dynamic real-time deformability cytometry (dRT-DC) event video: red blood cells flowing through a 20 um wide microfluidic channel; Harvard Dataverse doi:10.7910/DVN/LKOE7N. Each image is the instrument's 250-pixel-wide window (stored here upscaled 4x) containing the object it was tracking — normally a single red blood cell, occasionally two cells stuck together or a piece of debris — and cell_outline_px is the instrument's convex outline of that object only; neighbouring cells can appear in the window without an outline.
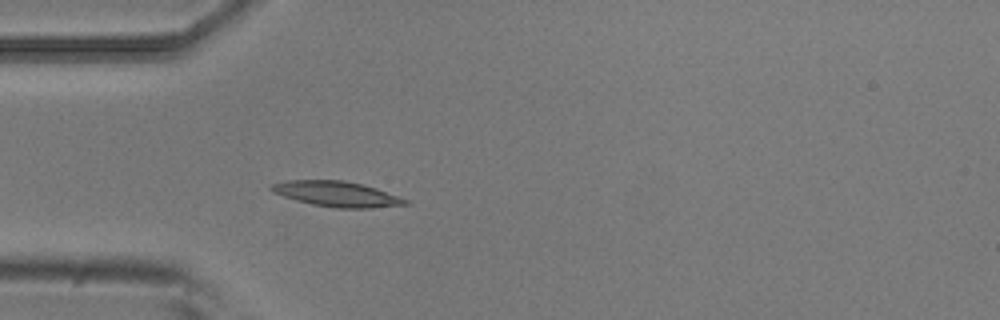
{"species": "common noctule bat (a hibernating species)", "species_latin": "Nyctalus noctula", "temperature_condition": "room temperature", "stored_images_in_passage": 5, "camera_frame_rate_fps": 3000, "um_per_image_px": 0.085, "animal": {"sex": "male", "body_mass_g": 20.5, "forearm_length_mm": 52.5}, "frame": {"image": 1, "passage_image": 5, "time_ms": 1.333, "image_size_px": [1000, 320], "cell_outline_px": [[412, 204], [372, 208], [336, 208], [312, 204], [296, 200], [272, 192], [268, 188], [272, 184], [288, 180], [344, 180], [376, 188], [408, 200]], "centroid_in_image_um": [28.63, 16.49], "position_along_channel_um": 56.4, "area_um2": 19.71}}